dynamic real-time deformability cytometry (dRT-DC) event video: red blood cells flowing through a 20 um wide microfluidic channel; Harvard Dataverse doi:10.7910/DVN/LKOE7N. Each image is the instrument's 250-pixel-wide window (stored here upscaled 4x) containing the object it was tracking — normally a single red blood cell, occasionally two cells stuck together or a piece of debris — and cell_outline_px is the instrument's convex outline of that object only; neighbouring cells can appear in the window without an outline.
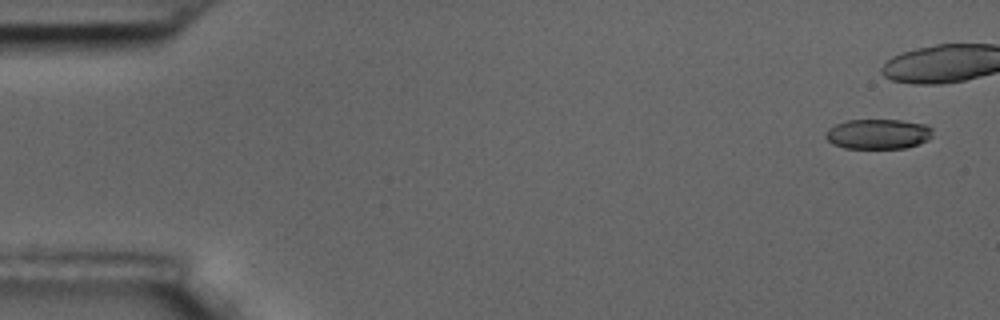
{"species": "common noctule bat (a hibernating species)", "species_latin": "Nyctalus noctula", "temperature_condition": "room temperature", "stored_images_in_passage": 16, "camera_frame_rate_fps": 3000, "um_per_image_px": 0.085, "animal": {"sex": "male", "body_mass_g": 17.5, "forearm_length_mm": 52.3}, "frame": {"image": 1, "passage_image": 1, "time_ms": 0.0, "image_size_px": [1000, 320], "cell_outline_px": [[932, 136], [928, 140], [920, 144], [904, 148], [844, 148], [832, 144], [824, 136], [828, 128], [836, 124], [848, 120], [900, 120], [924, 124], [932, 128]], "centroid_in_image_um": [74.64, 11.39], "position_along_channel_um": 10.4, "area_um2": 18.79}}